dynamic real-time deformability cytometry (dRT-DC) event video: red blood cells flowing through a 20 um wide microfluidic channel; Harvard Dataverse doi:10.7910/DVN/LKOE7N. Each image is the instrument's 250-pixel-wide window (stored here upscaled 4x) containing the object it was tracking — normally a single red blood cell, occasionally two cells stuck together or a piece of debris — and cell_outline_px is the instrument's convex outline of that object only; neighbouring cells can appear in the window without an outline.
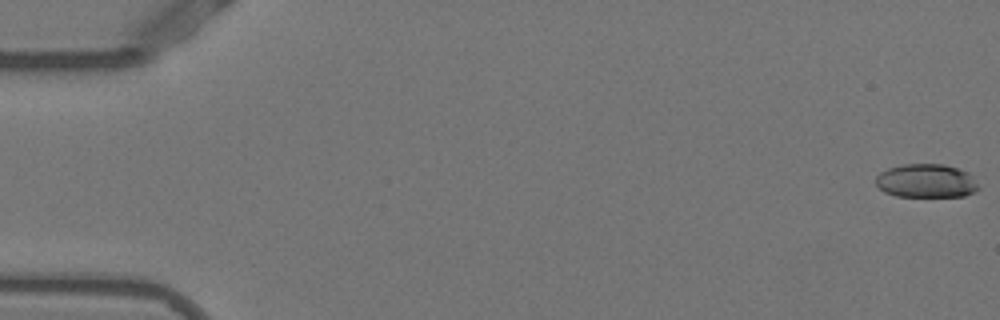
{"species": "Egyptian fruit bat (a non-hibernating species)", "species_latin": "Rousettus aegyptiacus", "temperature_condition": "warm", "stored_images_in_passage": 50, "camera_frame_rate_fps": 3000, "um_per_image_px": 0.085, "animal": {"sex": "female"}, "frame": {"image": 1, "passage_image": 1, "time_ms": 0.0, "image_size_px": [1000, 320], "cell_outline_px": [[980, 188], [964, 196], [896, 196], [884, 192], [876, 184], [876, 176], [880, 172], [888, 168], [904, 164], [944, 164], [968, 172], [972, 176]], "centroid_in_image_um": [78.71, 15.37], "position_along_channel_um": 6.3, "area_um2": 20.06}}
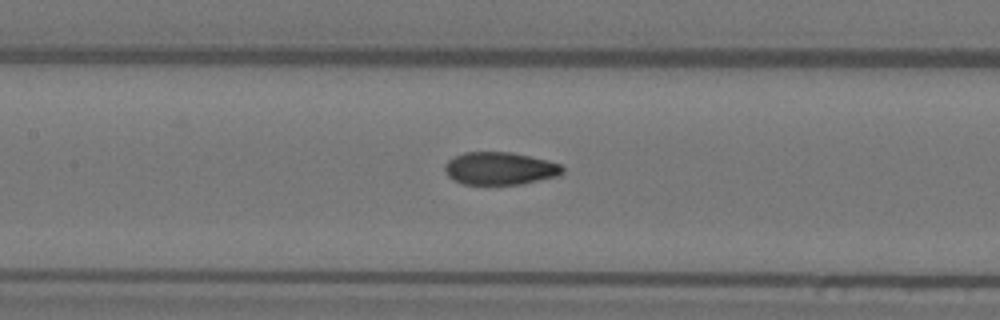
{"frame": {"image": 2, "passage_image": 25, "time_ms": 8.0, "image_size_px": [1000, 320], "cell_outline_px": [[564, 172], [556, 176], [524, 184], [464, 184], [452, 180], [448, 176], [444, 168], [444, 164], [448, 160], [464, 152], [512, 152], [548, 160], [560, 164], [564, 168]], "centroid_in_image_um": [42.49, 14.32], "position_along_channel_um": 164.9, "area_um2": 22.48}}
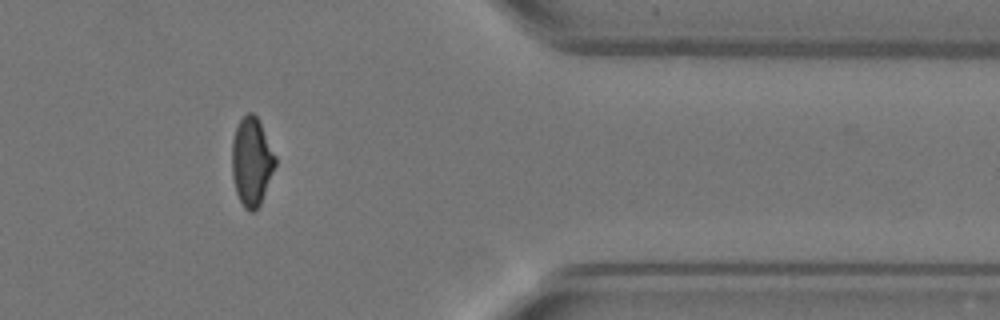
{"frame": {"image": 3, "passage_image": 44, "time_ms": 14.333, "image_size_px": [1000, 320], "cell_outline_px": [[276, 164], [260, 204], [252, 212], [248, 212], [244, 208], [236, 192], [232, 176], [232, 140], [236, 128], [240, 120], [248, 112], [252, 112], [256, 116], [276, 156]], "centroid_in_image_um": [21.38, 13.75], "position_along_channel_um": 390.0, "area_um2": 22.02}}